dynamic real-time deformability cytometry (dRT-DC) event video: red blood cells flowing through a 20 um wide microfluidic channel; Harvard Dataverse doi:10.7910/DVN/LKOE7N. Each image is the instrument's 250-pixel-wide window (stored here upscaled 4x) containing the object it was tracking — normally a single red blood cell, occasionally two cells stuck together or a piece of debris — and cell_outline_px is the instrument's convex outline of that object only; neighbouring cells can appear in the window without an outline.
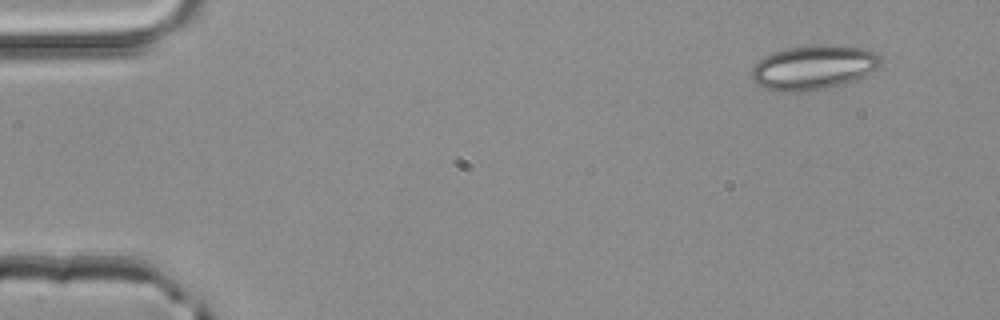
{"species": "common noctule bat (a hibernating species)", "species_latin": "Nyctalus noctula", "temperature_condition": "room temperature", "stored_images_in_passage": 3, "camera_frame_rate_fps": 3000, "um_per_image_px": 0.085, "animal": {"sex": "male", "body_mass_g": 20.4}, "frame": {"image": 1, "passage_image": 1, "time_ms": 0.0, "image_size_px": [1000, 320], "cell_outline_px": [[880, 64], [876, 68], [856, 80], [844, 84], [828, 88], [800, 92], [772, 92], [756, 84], [752, 80], [752, 68], [760, 60], [772, 52], [784, 48], [816, 44], [828, 44], [864, 48], [876, 52], [880, 56]], "centroid_in_image_um": [69.12, 5.74], "position_along_channel_um": 15.9, "area_um2": 33.81}}